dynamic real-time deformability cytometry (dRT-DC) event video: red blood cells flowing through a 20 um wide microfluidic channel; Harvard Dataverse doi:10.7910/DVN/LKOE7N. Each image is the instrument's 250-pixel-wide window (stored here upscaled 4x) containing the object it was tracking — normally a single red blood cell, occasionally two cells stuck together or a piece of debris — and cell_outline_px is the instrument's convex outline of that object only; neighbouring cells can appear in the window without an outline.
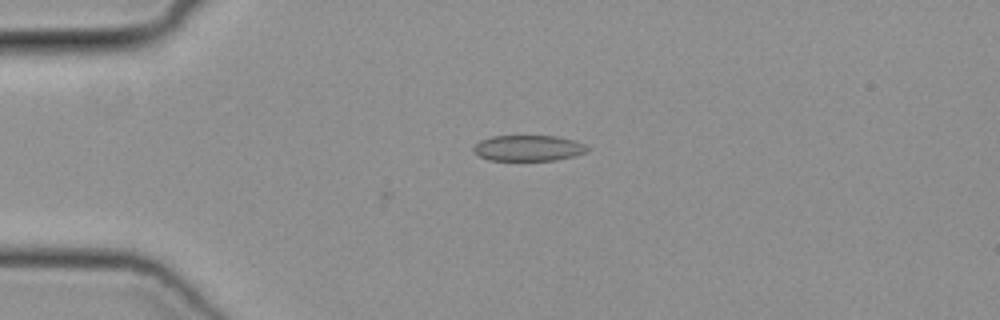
{"species": "common noctule bat (a hibernating species)", "species_latin": "Nyctalus noctula", "temperature_condition": "cold", "stored_images_in_passage": 4, "camera_frame_rate_fps": 3000, "um_per_image_px": 0.085, "animal": {"sex": "female", "body_mass_g": 19.3, "forearm_length_mm": 54.1}, "frame": {"image": 1, "passage_image": 1, "time_ms": 0.0, "image_size_px": [1000, 320], "cell_outline_px": [[588, 148], [584, 152], [572, 156], [556, 160], [488, 160], [480, 156], [472, 148], [480, 140], [492, 136], [556, 136], [576, 140], [584, 144]], "centroid_in_image_um": [44.89, 12.58], "position_along_channel_um": 40.1, "area_um2": 16.94}}